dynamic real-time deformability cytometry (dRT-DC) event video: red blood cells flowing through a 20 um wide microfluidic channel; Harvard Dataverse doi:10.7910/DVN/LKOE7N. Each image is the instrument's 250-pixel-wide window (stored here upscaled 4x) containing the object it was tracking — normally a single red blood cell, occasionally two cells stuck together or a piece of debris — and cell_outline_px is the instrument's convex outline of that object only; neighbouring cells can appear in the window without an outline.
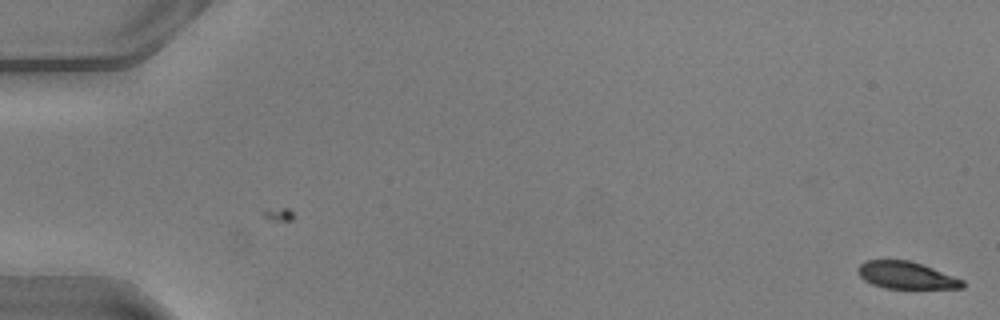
{"species": "common noctule bat (a hibernating species)", "species_latin": "Nyctalus noctula", "temperature_condition": "warm", "stored_images_in_passage": 5, "camera_frame_rate_fps": 3000, "um_per_image_px": 0.085, "animal": {"sex": "male", "body_mass_g": 20.5, "forearm_length_mm": 52.5}, "frame": {"image": 1, "passage_image": 5, "time_ms": 1.333, "image_size_px": [1000, 320], "cell_outline_px": [[964, 288], [884, 288], [872, 284], [864, 280], [856, 272], [856, 268], [864, 260], [908, 260], [932, 268], [964, 280]], "centroid_in_image_um": [76.98, 23.4], "position_along_channel_um": 8.0, "area_um2": 16.47}}